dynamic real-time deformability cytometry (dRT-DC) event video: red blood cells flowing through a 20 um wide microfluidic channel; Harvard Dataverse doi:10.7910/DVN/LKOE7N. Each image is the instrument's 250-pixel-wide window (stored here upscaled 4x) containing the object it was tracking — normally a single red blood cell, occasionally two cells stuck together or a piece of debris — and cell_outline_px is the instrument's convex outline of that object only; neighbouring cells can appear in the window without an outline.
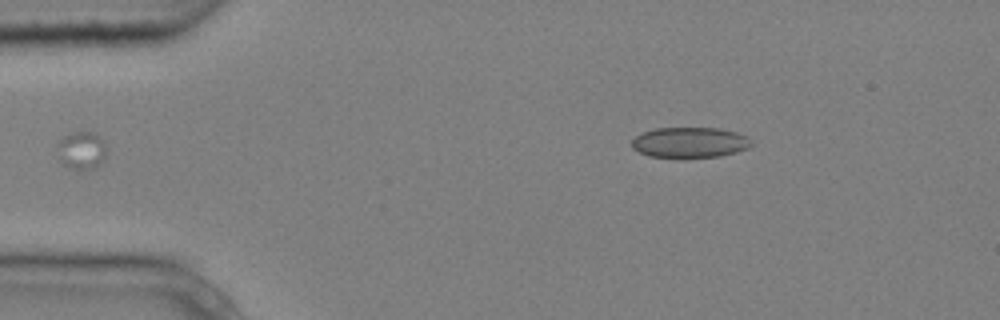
{"species": "common noctule bat (a hibernating species)", "species_latin": "Nyctalus noctula", "temperature_condition": "cold", "stored_images_in_passage": 2, "camera_frame_rate_fps": 3000, "um_per_image_px": 0.085, "animal": {"sex": "male", "body_mass_g": 20.4}, "frame": {"image": 1, "passage_image": 1, "time_ms": 0.0, "image_size_px": [1000, 320], "cell_outline_px": [[752, 144], [748, 148], [736, 152], [720, 156], [648, 156], [632, 148], [632, 140], [640, 132], [656, 128], [720, 128], [736, 132], [748, 136]], "centroid_in_image_um": [58.64, 12.08], "position_along_channel_um": 26.4, "area_um2": 20.98}}